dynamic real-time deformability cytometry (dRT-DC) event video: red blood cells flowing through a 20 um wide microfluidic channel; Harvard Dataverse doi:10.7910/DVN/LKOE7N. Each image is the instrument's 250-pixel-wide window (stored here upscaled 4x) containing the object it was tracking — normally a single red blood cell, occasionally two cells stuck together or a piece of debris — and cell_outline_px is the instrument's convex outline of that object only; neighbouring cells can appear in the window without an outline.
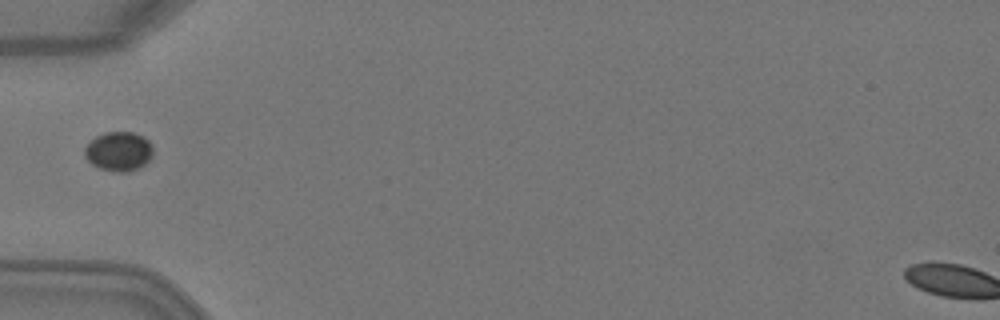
{"species": "Egyptian fruit bat (a non-hibernating species)", "species_latin": "Rousettus aegyptiacus", "temperature_condition": "warm", "stored_images_in_passage": 2, "camera_frame_rate_fps": 3000, "um_per_image_px": 0.085, "animal": {"sex": "female"}, "frame": {"image": 1, "passage_image": 2, "time_ms": 0.333, "image_size_px": [1000, 320], "cell_outline_px": [[152, 156], [140, 168], [128, 172], [116, 172], [100, 168], [92, 164], [84, 156], [84, 148], [96, 136], [104, 132], [132, 132], [144, 136], [148, 140], [152, 148]], "centroid_in_image_um": [10.09, 12.87], "position_along_channel_um": 74.9, "area_um2": 15.66}}